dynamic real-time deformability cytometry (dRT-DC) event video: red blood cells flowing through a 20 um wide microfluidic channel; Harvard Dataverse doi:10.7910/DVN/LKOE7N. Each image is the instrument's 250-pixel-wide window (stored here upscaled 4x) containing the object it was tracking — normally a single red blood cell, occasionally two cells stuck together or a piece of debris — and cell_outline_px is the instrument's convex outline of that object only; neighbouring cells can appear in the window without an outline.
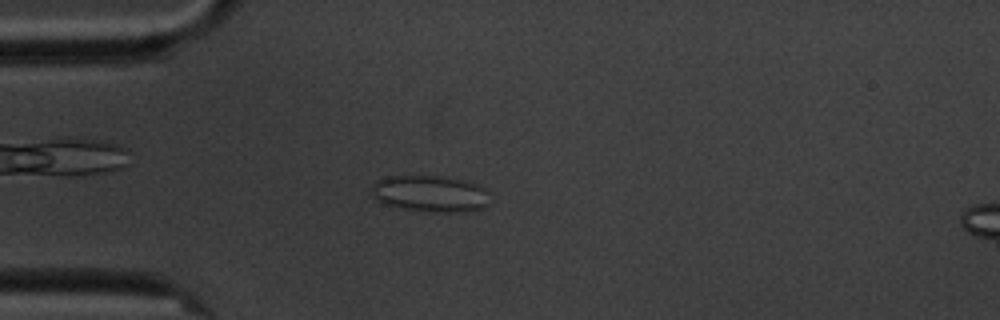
{"species": "common noctule bat (a hibernating species)", "species_latin": "Nyctalus noctula", "temperature_condition": "cold", "stored_images_in_passage": 14, "camera_frame_rate_fps": 3000, "um_per_image_px": 0.085, "animal": {"sex": "male", "body_mass_g": 20.1, "forearm_length_mm": 53.5}, "frame": {"image": 1, "passage_image": 3, "time_ms": 3.333, "image_size_px": [1000, 320], "cell_outline_px": [[488, 204], [476, 212], [428, 212], [404, 208], [384, 204], [376, 200], [372, 196], [372, 184], [376, 180], [388, 176], [436, 176], [464, 180], [476, 184], [484, 188]], "centroid_in_image_um": [36.54, 16.48], "position_along_channel_um": 48.5, "area_um2": 25.2}}
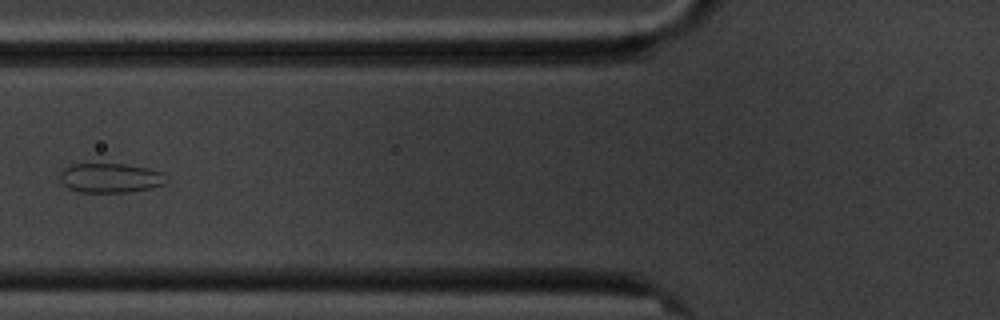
{"frame": {"image": 2, "passage_image": 5, "time_ms": 5.667, "image_size_px": [1000, 320], "cell_outline_px": [[168, 180], [164, 184], [152, 188], [128, 192], [80, 192], [68, 188], [60, 180], [60, 172], [64, 168], [72, 164], [124, 164], [148, 168], [164, 172]], "centroid_in_image_um": [9.41, 15.12], "position_along_channel_um": 116.4, "area_um2": 18.38}}
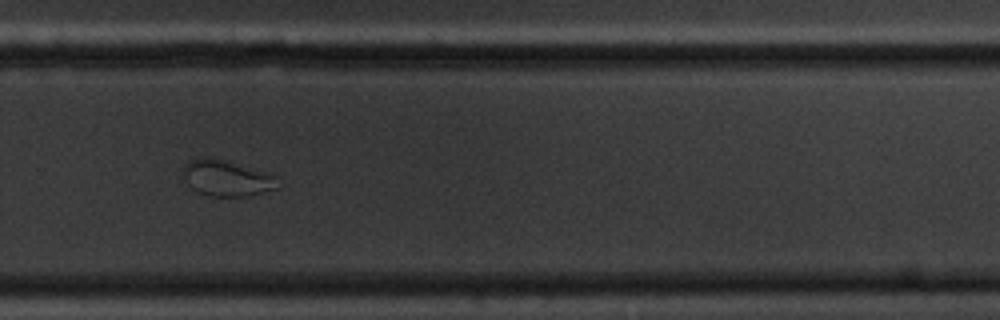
{"frame": {"image": 3, "passage_image": 10, "time_ms": 11.333, "image_size_px": [1000, 320], "cell_outline_px": [[280, 188], [248, 196], [212, 196], [196, 192], [188, 184], [184, 172], [184, 164], [188, 160], [196, 156], [212, 156], [276, 176]], "centroid_in_image_um": [19.25, 15.12], "position_along_channel_um": 310.6, "area_um2": 19.94}}